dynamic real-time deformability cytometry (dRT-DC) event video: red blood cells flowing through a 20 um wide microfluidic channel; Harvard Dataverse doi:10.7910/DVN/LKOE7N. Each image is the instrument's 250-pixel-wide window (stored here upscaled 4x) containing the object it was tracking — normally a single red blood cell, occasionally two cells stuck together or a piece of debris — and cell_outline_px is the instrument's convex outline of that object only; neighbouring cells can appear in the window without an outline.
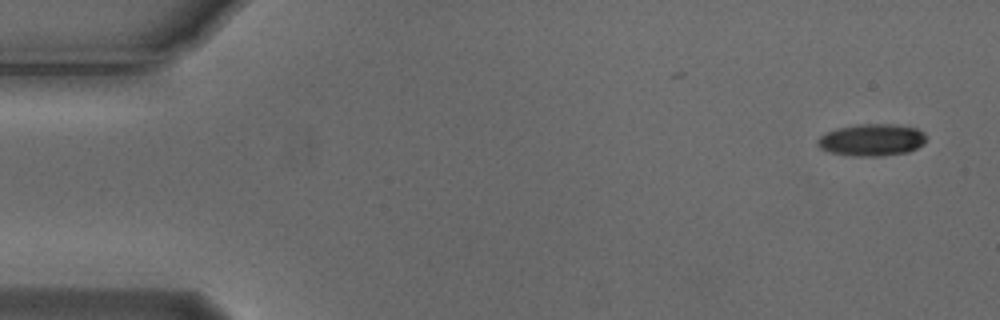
{"species": "Egyptian fruit bat (a non-hibernating species)", "species_latin": "Rousettus aegyptiacus", "temperature_condition": "cold", "stored_images_in_passage": 6, "camera_frame_rate_fps": 3000, "um_per_image_px": 0.085, "animal": {"sex": "male"}, "frame": {"image": 1, "passage_image": 1, "time_ms": 0.0, "image_size_px": [1000, 320], "cell_outline_px": [[924, 144], [908, 152], [884, 156], [852, 156], [828, 152], [820, 148], [816, 144], [816, 140], [820, 136], [828, 132], [840, 128], [860, 124], [888, 124], [916, 128], [924, 132]], "centroid_in_image_um": [74.08, 11.91], "position_along_channel_um": 10.9, "area_um2": 20.17}}
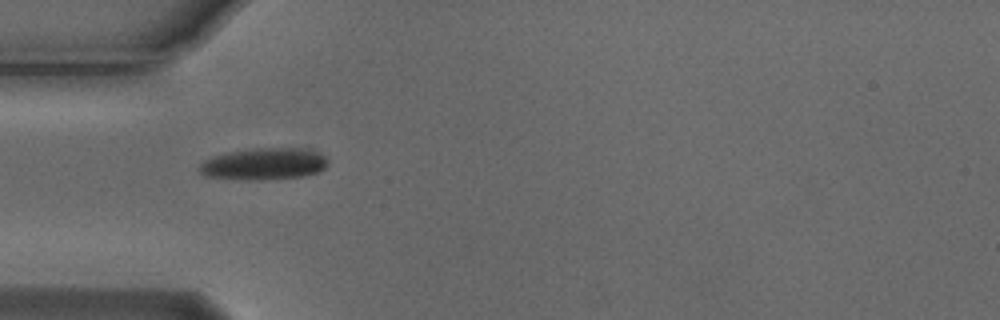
{"frame": {"image": 2, "passage_image": 5, "time_ms": 1.333, "image_size_px": [1000, 320], "cell_outline_px": [[328, 164], [320, 172], [304, 176], [264, 180], [244, 180], [204, 176], [196, 168], [204, 160], [228, 152], [256, 148], [296, 148], [316, 152], [324, 156], [328, 160]], "centroid_in_image_um": [22.42, 13.95], "position_along_channel_um": 62.6, "area_um2": 23.87}}
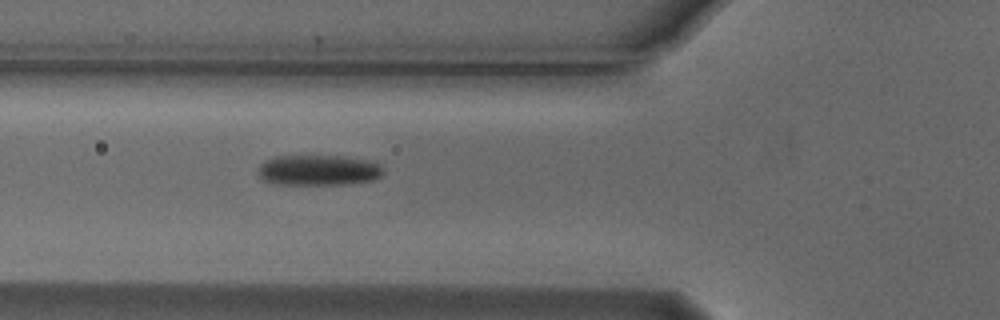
{"frame": {"image": 3, "passage_image": 6, "time_ms": 1.667, "image_size_px": [1000, 320], "cell_outline_px": [[384, 172], [380, 176], [372, 180], [348, 184], [272, 184], [264, 180], [256, 172], [260, 164], [264, 160], [276, 156], [344, 156], [376, 160], [384, 168]], "centroid_in_image_um": [27.1, 14.45], "position_along_channel_um": 98.7, "area_um2": 22.72}}